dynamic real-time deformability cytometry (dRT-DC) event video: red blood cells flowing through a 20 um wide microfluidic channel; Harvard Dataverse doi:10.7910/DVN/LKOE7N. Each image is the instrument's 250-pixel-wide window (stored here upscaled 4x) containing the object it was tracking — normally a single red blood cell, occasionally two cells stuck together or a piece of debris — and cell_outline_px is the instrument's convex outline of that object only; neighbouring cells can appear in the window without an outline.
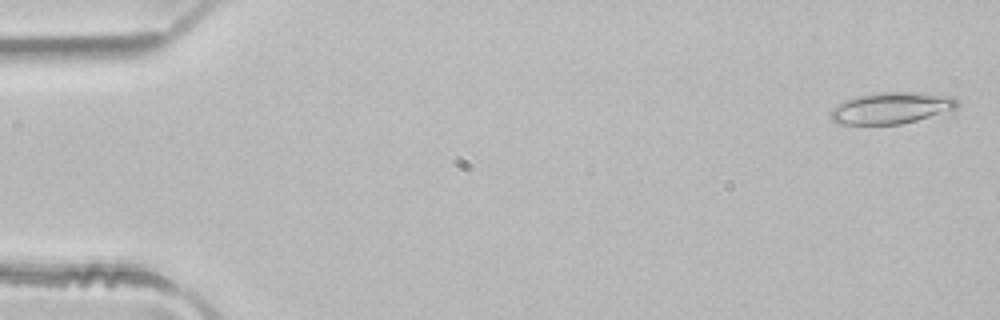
{"species": "common noctule bat (a hibernating species)", "species_latin": "Nyctalus noctula", "temperature_condition": "room temperature", "stored_images_in_passage": 50, "camera_frame_rate_fps": 3000, "um_per_image_px": 0.085, "animal": {"sex": "male", "body_mass_g": 21.5, "forearm_length_mm": 52.0}, "frame": {"image": 1, "passage_image": 2, "time_ms": 0.333, "image_size_px": [1000, 320], "cell_outline_px": [[960, 104], [956, 108], [916, 120], [900, 124], [836, 124], [832, 120], [828, 112], [836, 104], [844, 100], [856, 96], [880, 92], [924, 92], [952, 96], [960, 100]], "centroid_in_image_um": [75.73, 9.16], "position_along_channel_um": 9.3, "area_um2": 23.47}}
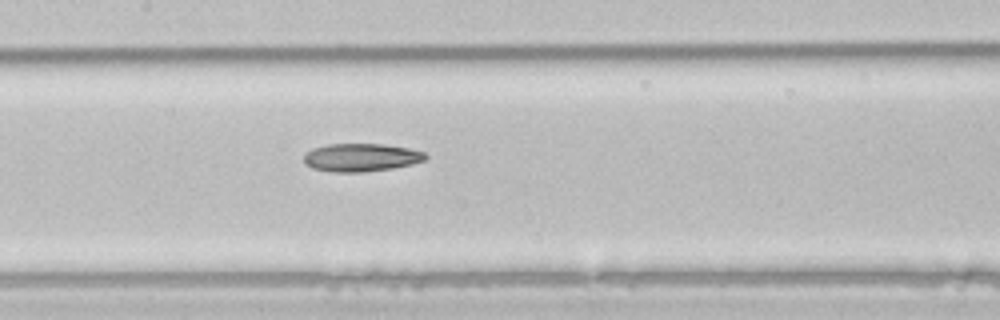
{"frame": {"image": 2, "passage_image": 24, "time_ms": 7.667, "image_size_px": [1000, 320], "cell_outline_px": [[428, 156], [424, 160], [412, 164], [392, 168], [360, 172], [336, 172], [312, 168], [304, 164], [304, 152], [312, 148], [328, 144], [384, 144], [408, 148], [424, 152]], "centroid_in_image_um": [30.66, 13.38], "position_along_channel_um": 176.7, "area_um2": 19.88}}
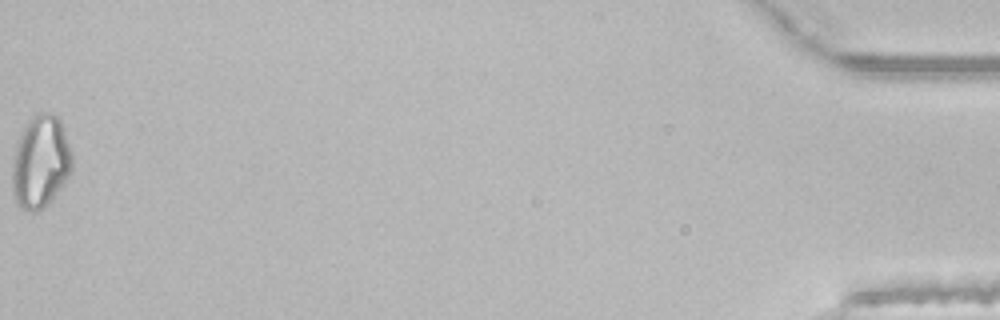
{"frame": {"image": 3, "passage_image": 50, "time_ms": 16.333, "image_size_px": [1000, 320], "cell_outline_px": [[72, 168], [68, 176], [60, 188], [48, 204], [44, 208], [36, 212], [32, 212], [16, 204], [12, 192], [12, 164], [16, 144], [28, 120], [36, 112], [48, 112], [56, 116], [60, 120], [72, 152]], "centroid_in_image_um": [3.43, 13.76], "position_along_channel_um": 431.8, "area_um2": 32.37}, "authors_computed_cell_mechanics": {"area_um2": 21.5594, "velocity_mm_per_s": 4.1279, "shape_relaxation_time_tau1_ms": 5.3859, "shape_relaxation_time_tau2_ms": null, "deformation_change_tau1": 0.1543, "deformation_change_tau2": null}}